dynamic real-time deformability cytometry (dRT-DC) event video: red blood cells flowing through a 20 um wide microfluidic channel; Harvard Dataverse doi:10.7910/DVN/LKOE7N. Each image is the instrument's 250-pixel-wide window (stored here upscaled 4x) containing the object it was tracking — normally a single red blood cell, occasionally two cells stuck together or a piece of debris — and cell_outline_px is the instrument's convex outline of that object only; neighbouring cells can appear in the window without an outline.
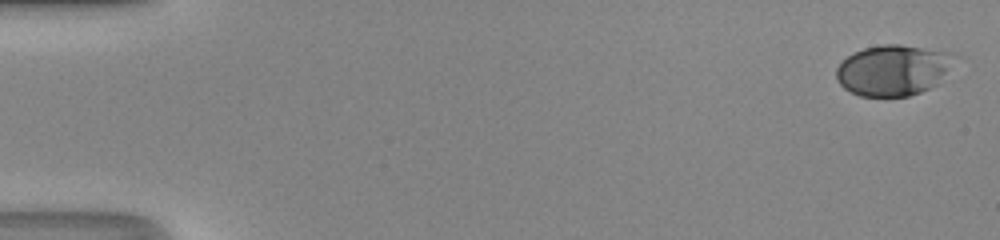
{"species": "human", "species_latin": "Homo sapiens", "temperature_condition": "room temperature", "stored_images_in_passage": 50, "camera_frame_rate_fps": 3000, "um_per_image_px": 0.085, "donor": {"sex": "male"}, "frame": {"image": 1, "passage_image": 1, "time_ms": 0.0, "image_size_px": [1000, 240], "cell_outline_px": [[964, 56], [940, 84], [920, 92], [908, 96], [860, 96], [844, 88], [840, 84], [836, 76], [836, 68], [848, 56], [864, 48], [880, 44], [900, 44], [956, 52]], "centroid_in_image_um": [76.1, 5.94], "position_along_channel_um": 8.9, "area_um2": 36.13}}
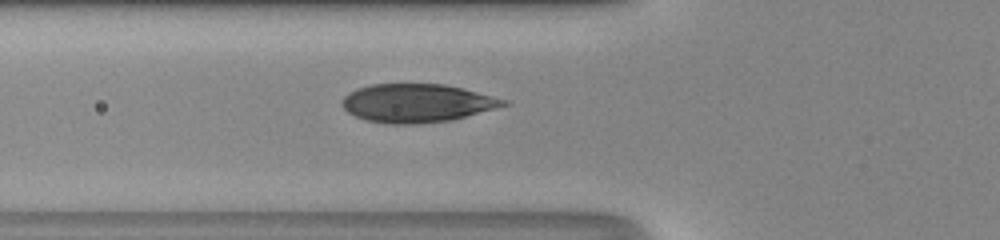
{"frame": {"image": 2, "passage_image": 19, "time_ms": 6.0, "image_size_px": [1000, 240], "cell_outline_px": [[508, 104], [452, 120], [416, 124], [388, 124], [368, 120], [356, 116], [348, 112], [340, 104], [344, 96], [348, 92], [356, 88], [372, 84], [444, 84], [508, 100]], "centroid_in_image_um": [35.38, 8.76], "position_along_channel_um": 90.4, "area_um2": 35.84}}
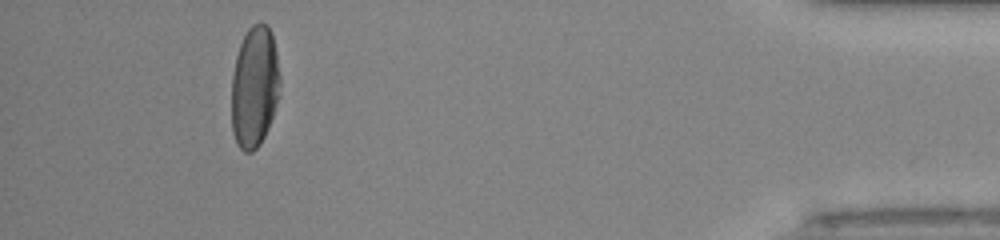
{"frame": {"image": 3, "passage_image": 46, "time_ms": 15.0, "image_size_px": [1000, 240], "cell_outline_px": [[280, 84], [272, 116], [268, 128], [260, 144], [252, 152], [244, 152], [236, 144], [232, 132], [232, 72], [236, 56], [240, 44], [248, 28], [252, 24], [260, 20], [268, 24], [272, 32], [276, 52], [280, 76]], "centroid_in_image_um": [21.62, 7.35], "position_along_channel_um": 413.6, "area_um2": 34.51}, "authors_computed_cell_mechanics": {"area_um2": 35.5181, "velocity_mm_per_s": 4.2678, "shape_relaxation_time_tau1_ms": 4.342, "shape_relaxation_time_tau2_ms": null, "deformation_change_tau1": 0.226, "deformation_change_tau2": null}}